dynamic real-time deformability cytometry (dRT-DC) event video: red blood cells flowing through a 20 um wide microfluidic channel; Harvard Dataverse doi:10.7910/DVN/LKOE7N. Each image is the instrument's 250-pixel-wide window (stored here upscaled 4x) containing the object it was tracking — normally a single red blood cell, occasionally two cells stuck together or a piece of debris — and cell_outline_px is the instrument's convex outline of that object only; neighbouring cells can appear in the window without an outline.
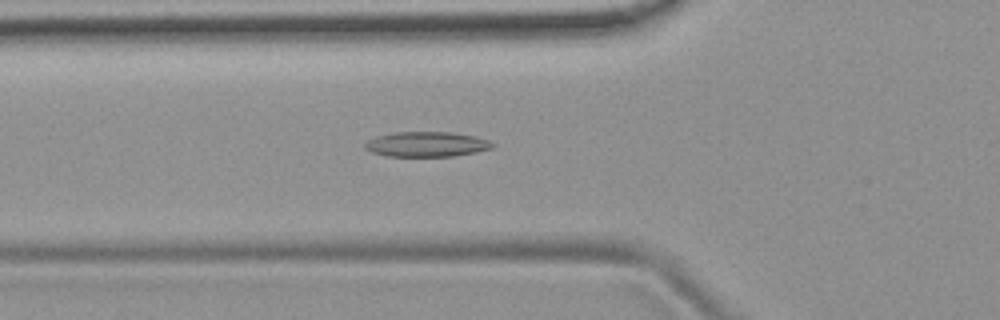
{"species": "common noctule bat (a hibernating species)", "species_latin": "Nyctalus noctula", "temperature_condition": "room temperature", "stored_images_in_passage": 53, "camera_frame_rate_fps": 3000, "um_per_image_px": 0.085, "animal": {"sex": "female", "body_mass_g": 19.9}, "frame": {"image": 1, "passage_image": 19, "time_ms": 6.0, "image_size_px": [1000, 320], "cell_outline_px": [[496, 144], [492, 148], [476, 152], [452, 156], [388, 156], [372, 152], [364, 148], [364, 144], [368, 140], [380, 136], [396, 132], [452, 132], [476, 136], [488, 140]], "centroid_in_image_um": [36.3, 12.26], "position_along_channel_um": 89.5, "area_um2": 18.5}}
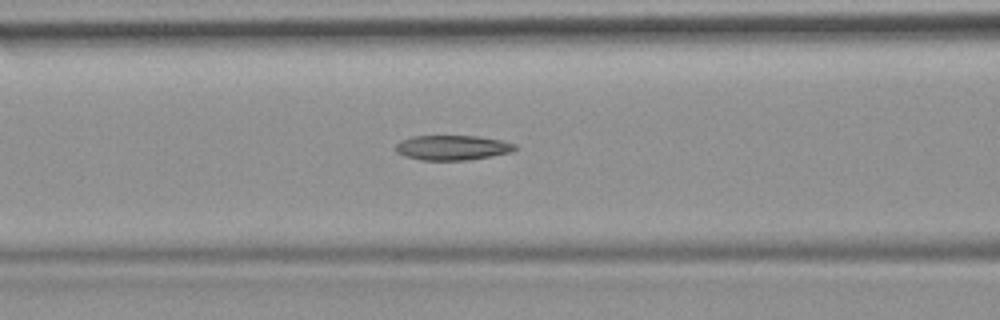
{"frame": {"image": 2, "passage_image": 22, "time_ms": 7.0, "image_size_px": [1000, 320], "cell_outline_px": [[516, 148], [512, 152], [492, 156], [468, 160], [420, 160], [404, 156], [396, 152], [396, 144], [400, 140], [412, 136], [480, 136], [500, 140], [516, 144]], "centroid_in_image_um": [38.44, 12.55], "position_along_channel_um": 128.2, "area_um2": 17.4}}
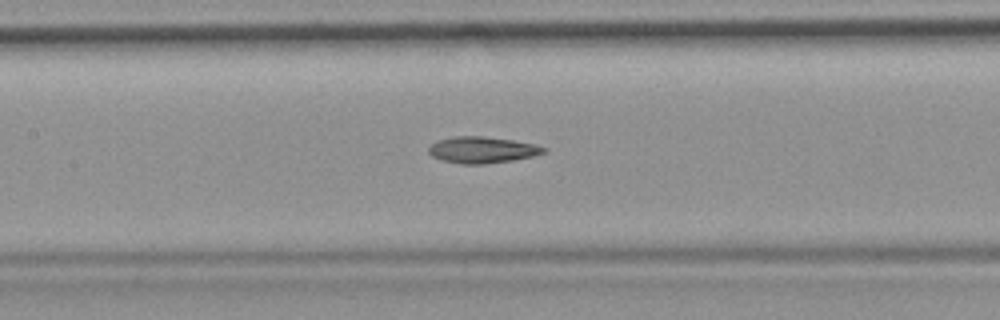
{"frame": {"image": 3, "passage_image": 25, "time_ms": 8.0, "image_size_px": [1000, 320], "cell_outline_px": [[548, 152], [532, 156], [512, 160], [484, 164], [460, 164], [440, 160], [432, 156], [428, 152], [428, 148], [432, 144], [440, 140], [452, 136], [484, 136], [512, 140], [532, 144], [548, 148]], "centroid_in_image_um": [40.98, 12.74], "position_along_channel_um": 166.4, "area_um2": 17.69}, "authors_computed_cell_mechanics": {"area_um2": 17.8024, "velocity_mm_per_s": 3.8245, "shape_relaxation_time_tau1_ms": null, "shape_relaxation_time_tau2_ms": 4.3372, "deformation_change_tau1": null, "deformation_change_tau2": 0.1307}}